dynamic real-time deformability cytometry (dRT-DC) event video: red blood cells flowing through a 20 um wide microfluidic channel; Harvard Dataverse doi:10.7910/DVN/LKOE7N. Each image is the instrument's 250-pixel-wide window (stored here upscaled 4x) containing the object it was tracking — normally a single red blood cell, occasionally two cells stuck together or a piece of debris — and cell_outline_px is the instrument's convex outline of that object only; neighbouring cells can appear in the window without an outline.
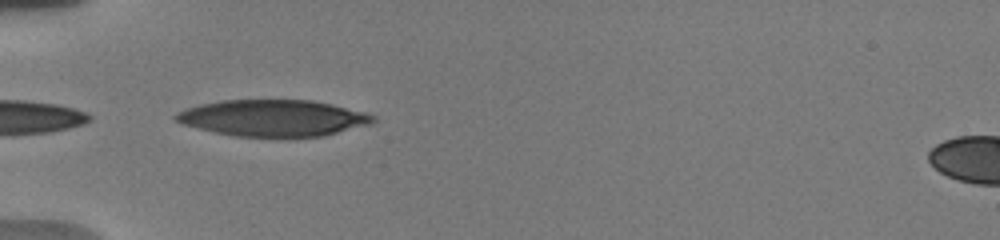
{"species": "human", "species_latin": "Homo sapiens", "temperature_condition": "warm", "stored_images_in_passage": 5, "camera_frame_rate_fps": 3000, "um_per_image_px": 0.085, "donor": {"sex": "male"}, "frame": {"image": 1, "passage_image": 1, "time_ms": 0.0, "image_size_px": [1000, 240], "cell_outline_px": [[376, 120], [372, 124], [324, 136], [236, 136], [216, 132], [184, 124], [176, 120], [172, 116], [176, 112], [184, 108], [200, 104], [220, 100], [312, 100], [332, 104], [364, 112], [372, 116]], "centroid_in_image_um": [23.21, 10.02], "position_along_channel_um": 61.8, "area_um2": 41.67}}